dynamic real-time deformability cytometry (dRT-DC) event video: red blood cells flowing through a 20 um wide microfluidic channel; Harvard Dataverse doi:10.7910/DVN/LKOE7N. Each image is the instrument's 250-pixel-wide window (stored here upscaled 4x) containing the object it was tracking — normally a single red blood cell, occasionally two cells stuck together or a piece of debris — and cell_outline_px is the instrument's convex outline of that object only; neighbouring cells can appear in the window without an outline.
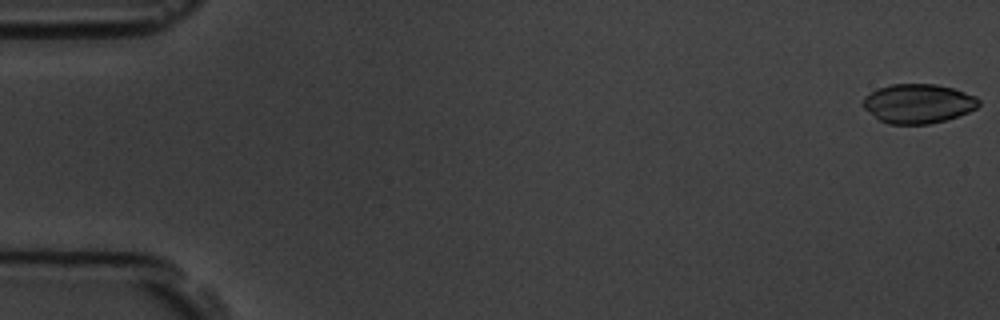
{"species": "common noctule bat (a hibernating species)", "species_latin": "Nyctalus noctula", "temperature_condition": "room temperature", "stored_images_in_passage": 6, "camera_frame_rate_fps": 3000, "um_per_image_px": 0.085, "animal": {"sex": "male", "body_mass_g": 19.5, "forearm_length_mm": 54.6}, "frame": {"image": 1, "passage_image": 1, "time_ms": 0.0, "image_size_px": [1000, 320], "cell_outline_px": [[980, 104], [976, 108], [968, 112], [944, 120], [928, 124], [888, 124], [880, 120], [864, 108], [864, 96], [876, 88], [892, 84], [936, 84], [952, 88], [976, 96], [980, 100]], "centroid_in_image_um": [78.04, 8.79], "position_along_channel_um": 7.0, "area_um2": 26.36}}
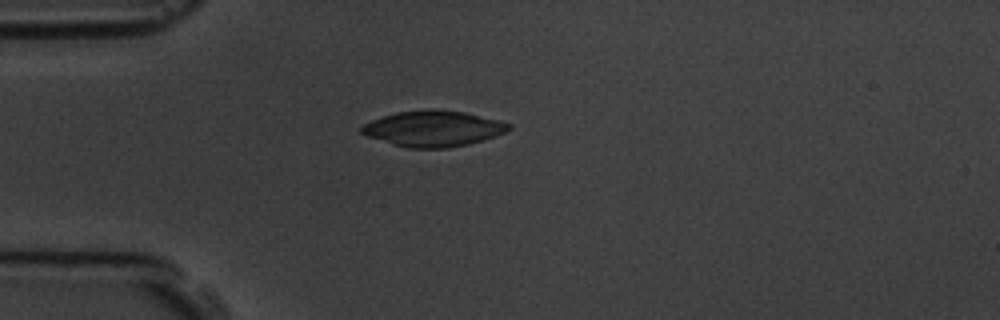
{"frame": {"image": 2, "passage_image": 5, "time_ms": 4.667, "image_size_px": [1000, 320], "cell_outline_px": [[512, 128], [508, 132], [496, 136], [468, 144], [448, 148], [408, 148], [392, 144], [368, 136], [360, 132], [360, 128], [364, 124], [372, 120], [396, 112], [428, 108], [464, 112], [500, 120], [512, 124]], "centroid_in_image_um": [36.87, 10.92], "position_along_channel_um": 48.1, "area_um2": 30.87}}